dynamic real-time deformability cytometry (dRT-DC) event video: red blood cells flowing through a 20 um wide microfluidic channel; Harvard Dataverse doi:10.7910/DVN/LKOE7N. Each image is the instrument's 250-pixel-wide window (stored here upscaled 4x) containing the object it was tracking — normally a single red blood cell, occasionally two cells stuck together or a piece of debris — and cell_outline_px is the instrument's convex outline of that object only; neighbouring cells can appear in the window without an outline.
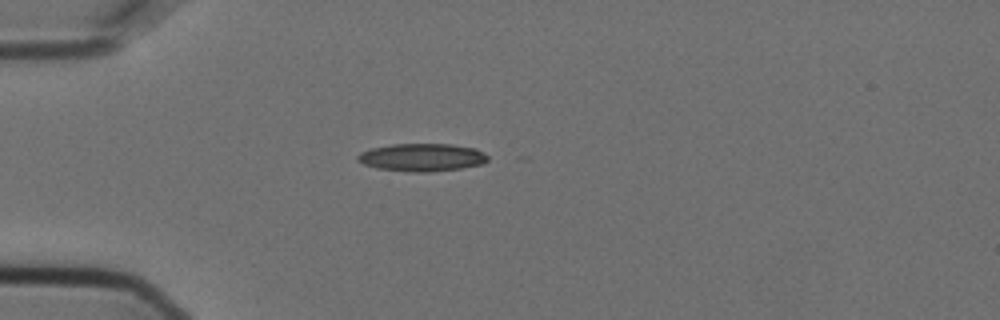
{"species": "Egyptian fruit bat (a non-hibernating species)", "species_latin": "Rousettus aegyptiacus", "temperature_condition": "cold", "stored_images_in_passage": 8, "camera_frame_rate_fps": 3000, "um_per_image_px": 0.085, "animal": {"sex": "female"}, "frame": {"image": 1, "passage_image": 1, "time_ms": 0.0, "image_size_px": [1000, 320], "cell_outline_px": [[488, 160], [484, 164], [460, 168], [428, 172], [412, 172], [376, 168], [364, 164], [356, 160], [356, 156], [360, 152], [372, 148], [392, 144], [452, 144], [476, 148], [488, 156]], "centroid_in_image_um": [35.87, 13.37], "position_along_channel_um": 49.1, "area_um2": 21.15}}
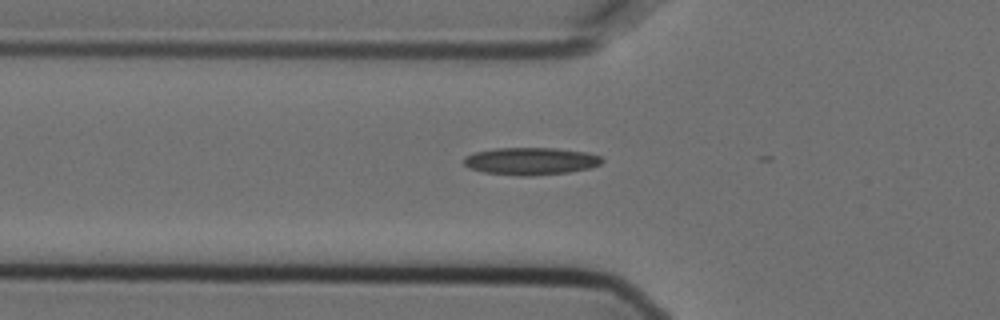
{"frame": {"image": 2, "passage_image": 5, "time_ms": 1.333, "image_size_px": [1000, 320], "cell_outline_px": [[604, 160], [600, 164], [588, 168], [568, 172], [532, 176], [520, 176], [484, 172], [468, 168], [464, 164], [464, 156], [476, 152], [496, 148], [556, 148], [588, 152], [600, 156]], "centroid_in_image_um": [45.11, 13.69], "position_along_channel_um": 80.7, "area_um2": 22.08}}